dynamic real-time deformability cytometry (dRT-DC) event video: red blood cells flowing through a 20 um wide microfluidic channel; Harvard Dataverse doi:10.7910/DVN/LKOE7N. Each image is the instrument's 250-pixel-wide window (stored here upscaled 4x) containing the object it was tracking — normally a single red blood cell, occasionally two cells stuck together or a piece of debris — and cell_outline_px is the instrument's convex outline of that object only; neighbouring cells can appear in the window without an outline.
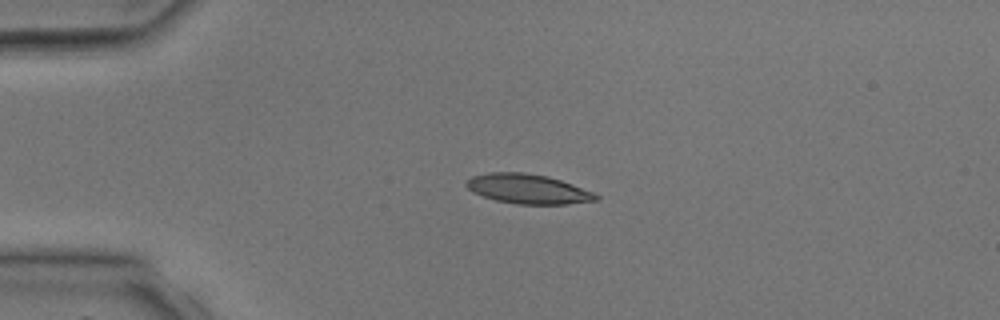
{"species": "common noctule bat (a hibernating species)", "species_latin": "Nyctalus noctula", "temperature_condition": "room temperature", "stored_images_in_passage": 2, "camera_frame_rate_fps": 3000, "um_per_image_px": 0.085, "animal": {"sex": "male", "body_mass_g": 17.9, "forearm_length_mm": 54.2}, "frame": {"image": 1, "passage_image": 1, "time_ms": 0.0, "image_size_px": [1000, 320], "cell_outline_px": [[600, 200], [568, 204], [516, 204], [496, 200], [472, 192], [464, 184], [472, 176], [488, 172], [524, 172], [548, 176], [572, 184], [592, 192], [600, 196]], "centroid_in_image_um": [44.88, 16.06], "position_along_channel_um": 40.1, "area_um2": 22.37}}